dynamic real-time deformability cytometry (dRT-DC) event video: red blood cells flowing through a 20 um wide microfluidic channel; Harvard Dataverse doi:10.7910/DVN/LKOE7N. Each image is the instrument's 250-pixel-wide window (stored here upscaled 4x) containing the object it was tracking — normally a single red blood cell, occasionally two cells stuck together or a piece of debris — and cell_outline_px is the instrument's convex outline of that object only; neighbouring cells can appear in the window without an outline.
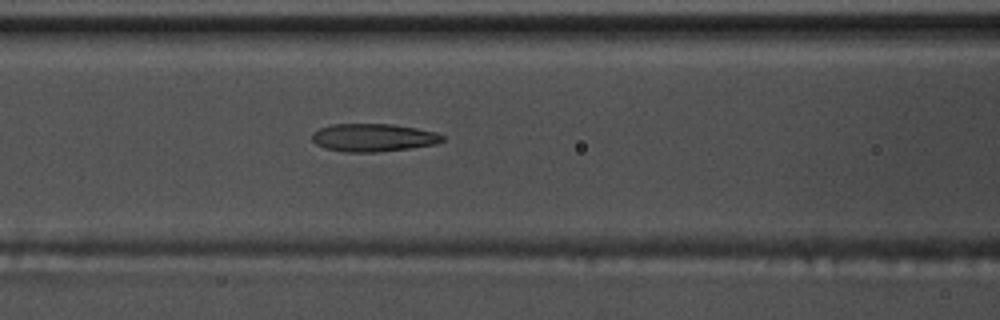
{"species": "common noctule bat (a hibernating species)", "species_latin": "Nyctalus noctula", "temperature_condition": "warm", "stored_images_in_passage": 43, "camera_frame_rate_fps": 3000, "um_per_image_px": 0.085, "animal": {"sex": "male", "body_mass_g": 17.5, "forearm_length_mm": 52.3}, "frame": {"image": 1, "passage_image": 15, "time_ms": 4.667, "image_size_px": [1000, 320], "cell_outline_px": [[444, 140], [436, 144], [408, 148], [376, 152], [344, 152], [324, 148], [316, 144], [312, 140], [312, 132], [320, 128], [332, 124], [392, 124], [416, 128], [436, 132], [444, 136]], "centroid_in_image_um": [31.71, 11.69], "position_along_channel_um": 134.9, "area_um2": 21.21}}
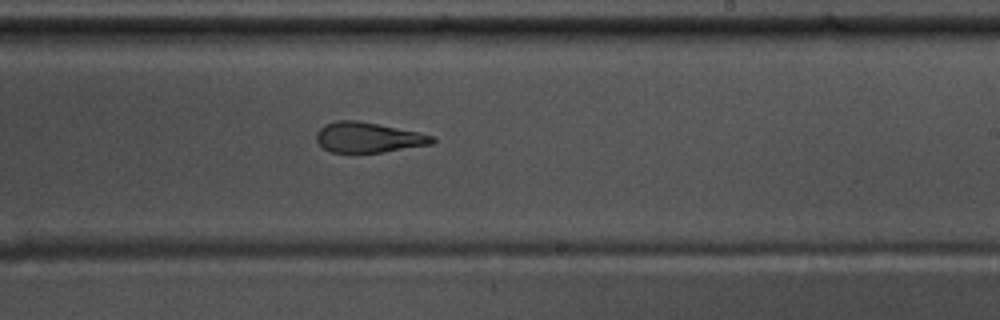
{"frame": {"image": 2, "passage_image": 25, "time_ms": 8.0, "image_size_px": [1000, 320], "cell_outline_px": [[436, 140], [432, 144], [380, 152], [332, 152], [324, 148], [316, 140], [316, 132], [324, 124], [336, 120], [356, 120], [420, 132], [432, 136]], "centroid_in_image_um": [31.28, 11.67], "position_along_channel_um": 257.7, "area_um2": 20.23}}
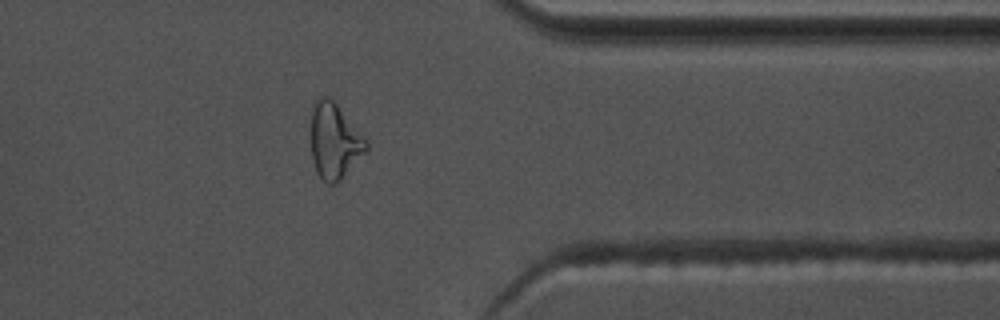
{"frame": {"image": 3, "passage_image": 36, "time_ms": 11.667, "image_size_px": [1000, 320], "cell_outline_px": [[368, 148], [340, 180], [336, 184], [328, 184], [316, 172], [312, 156], [312, 104], [320, 96], [332, 96], [368, 140]], "centroid_in_image_um": [28.44, 11.92], "position_along_channel_um": 383.0, "area_um2": 24.45}}